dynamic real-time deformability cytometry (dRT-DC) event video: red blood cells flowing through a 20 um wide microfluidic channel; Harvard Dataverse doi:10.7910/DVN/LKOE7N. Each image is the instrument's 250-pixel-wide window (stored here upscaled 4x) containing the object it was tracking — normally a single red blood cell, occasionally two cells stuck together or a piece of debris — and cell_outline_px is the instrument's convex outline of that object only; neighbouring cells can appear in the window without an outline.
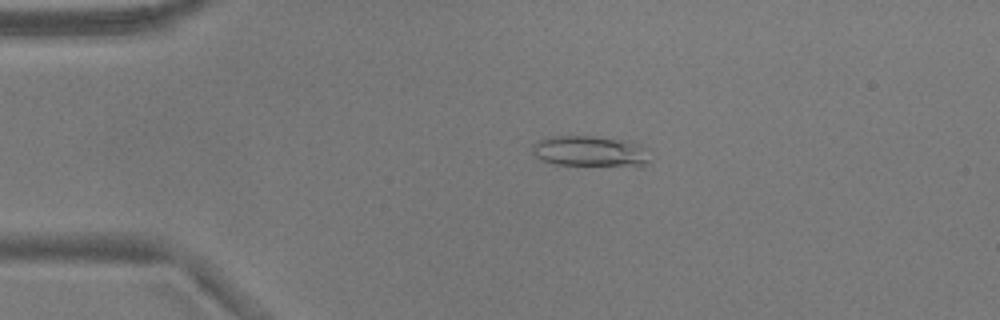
{"species": "common noctule bat (a hibernating species)", "species_latin": "Nyctalus noctula", "temperature_condition": "warm", "stored_images_in_passage": 53, "camera_frame_rate_fps": 3000, "um_per_image_px": 0.085, "animal": {"sex": "male", "body_mass_g": 17.9}, "frame": {"image": 1, "passage_image": 11, "time_ms": 3.333, "image_size_px": [1000, 320], "cell_outline_px": [[652, 160], [644, 164], [552, 164], [540, 160], [532, 152], [532, 144], [548, 136], [592, 136], [624, 140], [640, 144], [648, 148]], "centroid_in_image_um": [50.13, 12.82], "position_along_channel_um": 34.9, "area_um2": 20.81}}
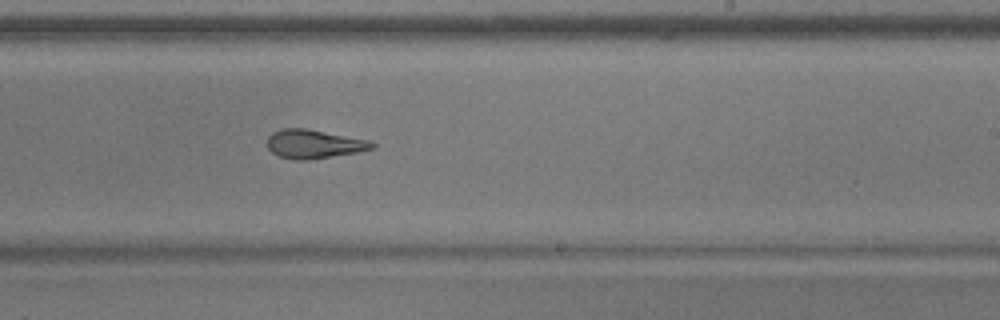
{"frame": {"image": 2, "passage_image": 32, "time_ms": 10.333, "image_size_px": [1000, 320], "cell_outline_px": [[376, 148], [356, 152], [308, 160], [296, 160], [280, 156], [272, 152], [268, 148], [268, 136], [272, 132], [280, 128], [308, 128], [368, 140], [376, 144]], "centroid_in_image_um": [26.68, 12.23], "position_along_channel_um": 262.3, "area_um2": 17.57}}
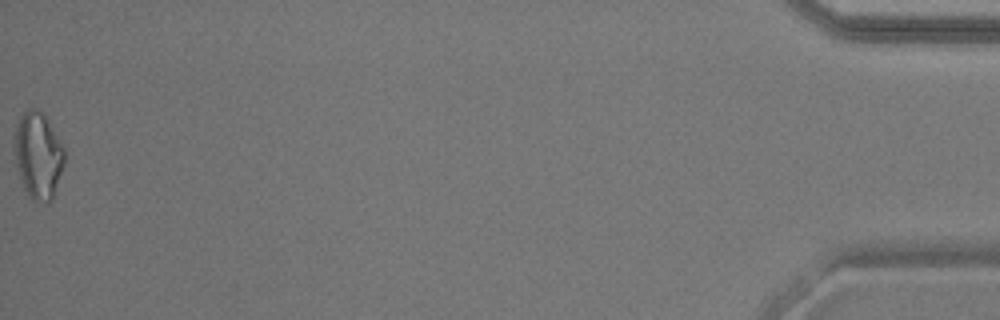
{"frame": {"image": 3, "passage_image": 53, "time_ms": 17.333, "image_size_px": [1000, 320], "cell_outline_px": [[64, 164], [52, 200], [32, 200], [28, 196], [24, 188], [16, 164], [12, 148], [12, 136], [16, 124], [20, 116], [28, 108], [36, 108], [48, 120], [64, 148]], "centroid_in_image_um": [3.2, 13.16], "position_along_channel_um": 432.0, "area_um2": 25.32}, "authors_computed_cell_mechanics": {"area_um2": 19.1896, "velocity_mm_per_s": 3.8106, "shape_relaxation_time_tau1_ms": 6.7708, "shape_relaxation_time_tau2_ms": 2.5654, "deformation_change_tau1": 0.1926, "deformation_change_tau2": 0.1027}}